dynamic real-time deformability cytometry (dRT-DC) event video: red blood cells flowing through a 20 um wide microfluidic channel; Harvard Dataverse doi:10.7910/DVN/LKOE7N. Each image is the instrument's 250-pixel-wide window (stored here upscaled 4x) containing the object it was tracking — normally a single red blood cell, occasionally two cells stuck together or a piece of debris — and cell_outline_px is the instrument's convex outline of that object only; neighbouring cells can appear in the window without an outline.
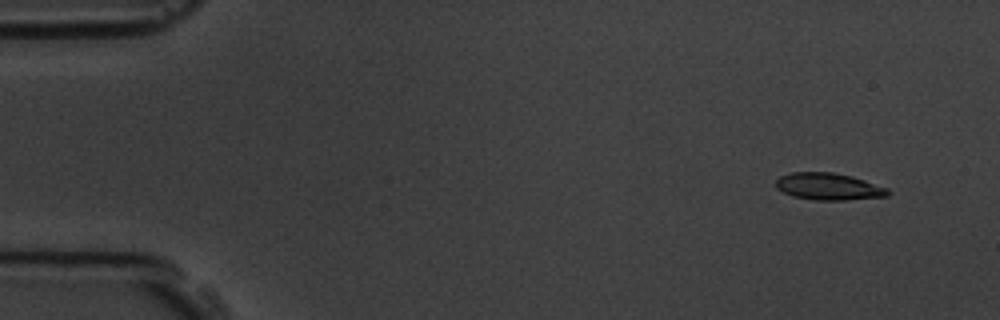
{"species": "common noctule bat (a hibernating species)", "species_latin": "Nyctalus noctula", "temperature_condition": "room temperature", "stored_images_in_passage": 4, "camera_frame_rate_fps": 3000, "um_per_image_px": 0.085, "animal": {"sex": "male", "body_mass_g": 19.5, "forearm_length_mm": 54.6}, "frame": {"image": 1, "passage_image": 1, "time_ms": 0.0, "image_size_px": [1000, 320], "cell_outline_px": [[892, 192], [888, 196], [844, 200], [816, 200], [792, 196], [776, 188], [776, 180], [780, 176], [792, 172], [832, 172], [852, 176], [888, 188]], "centroid_in_image_um": [70.44, 15.85], "position_along_channel_um": 14.6, "area_um2": 17.63}}
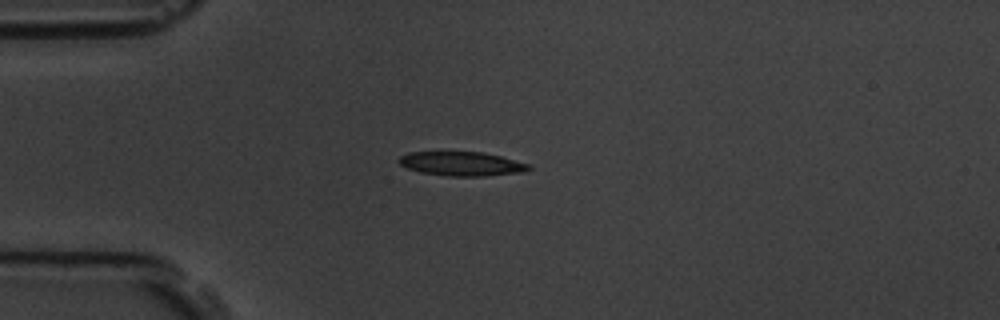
{"frame": {"image": 2, "passage_image": 4, "time_ms": 3.333, "image_size_px": [1000, 320], "cell_outline_px": [[532, 168], [524, 172], [484, 176], [448, 176], [420, 172], [408, 168], [400, 164], [396, 160], [400, 156], [408, 152], [484, 152], [500, 156], [528, 164]], "centroid_in_image_um": [39.22, 13.92], "position_along_channel_um": 45.8, "area_um2": 18.21}}